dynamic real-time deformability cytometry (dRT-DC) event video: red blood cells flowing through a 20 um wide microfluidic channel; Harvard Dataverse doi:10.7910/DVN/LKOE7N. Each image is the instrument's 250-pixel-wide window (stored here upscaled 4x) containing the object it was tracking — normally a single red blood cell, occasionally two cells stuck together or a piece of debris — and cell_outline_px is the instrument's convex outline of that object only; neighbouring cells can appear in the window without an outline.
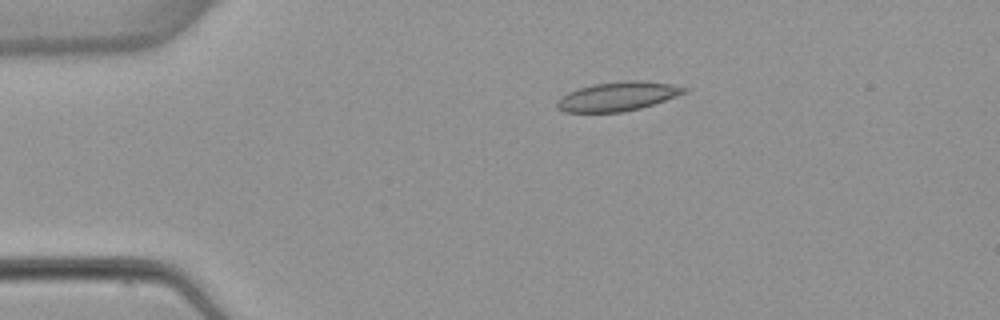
{"species": "common noctule bat (a hibernating species)", "species_latin": "Nyctalus noctula", "temperature_condition": "warm", "stored_images_in_passage": 4, "camera_frame_rate_fps": 3000, "um_per_image_px": 0.085, "animal": {"sex": "female", "body_mass_g": 22.7, "forearm_length_mm": 54.2}, "frame": {"image": 1, "passage_image": 3, "time_ms": 2.333, "image_size_px": [1000, 320], "cell_outline_px": [[688, 92], [640, 108], [624, 112], [564, 112], [556, 108], [556, 100], [560, 96], [568, 92], [592, 84], [628, 80], [636, 80], [672, 84], [688, 88]], "centroid_in_image_um": [52.47, 8.19], "position_along_channel_um": 32.5, "area_um2": 21.56}}